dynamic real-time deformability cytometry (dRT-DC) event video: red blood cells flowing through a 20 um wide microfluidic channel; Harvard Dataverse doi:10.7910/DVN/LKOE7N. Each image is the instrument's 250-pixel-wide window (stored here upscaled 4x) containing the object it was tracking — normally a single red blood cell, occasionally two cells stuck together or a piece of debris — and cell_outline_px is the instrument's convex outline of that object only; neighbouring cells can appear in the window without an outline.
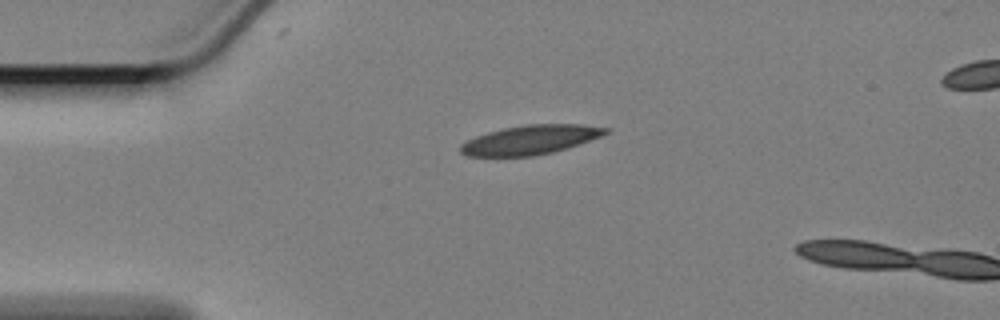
{"species": "Egyptian fruit bat (a non-hibernating species)", "species_latin": "Rousettus aegyptiacus", "temperature_condition": "cold", "stored_images_in_passage": 4, "camera_frame_rate_fps": 3000, "um_per_image_px": 0.085, "animal": {"sex": "female"}, "frame": {"image": 1, "passage_image": 1, "time_ms": 0.0, "image_size_px": [1000, 320], "cell_outline_px": [[612, 128], [608, 132], [600, 136], [568, 148], [552, 152], [532, 156], [468, 156], [460, 152], [460, 144], [476, 136], [488, 132], [504, 128], [524, 124], [580, 124]], "centroid_in_image_um": [45.09, 11.87], "position_along_channel_um": 39.9, "area_um2": 24.62}}